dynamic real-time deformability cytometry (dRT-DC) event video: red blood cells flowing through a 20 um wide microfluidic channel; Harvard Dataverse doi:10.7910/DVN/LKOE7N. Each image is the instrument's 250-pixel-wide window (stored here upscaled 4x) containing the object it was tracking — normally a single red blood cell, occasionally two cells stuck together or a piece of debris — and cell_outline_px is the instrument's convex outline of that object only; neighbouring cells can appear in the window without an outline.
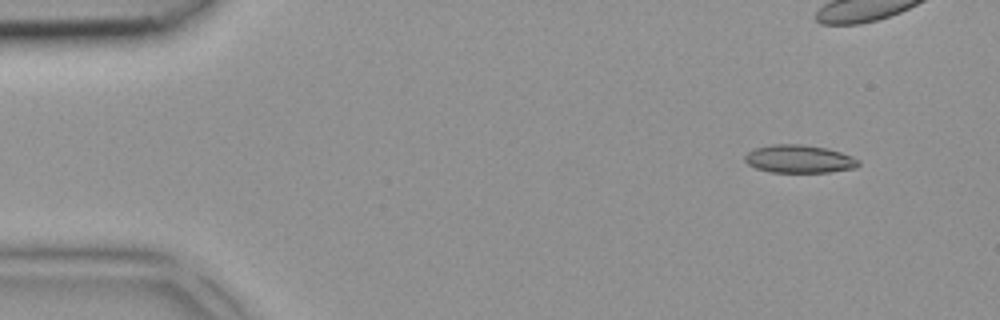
{"species": "common noctule bat (a hibernating species)", "species_latin": "Nyctalus noctula", "temperature_condition": "room temperature", "stored_images_in_passage": 5, "camera_frame_rate_fps": 3000, "um_per_image_px": 0.085, "animal": {"sex": "female", "body_mass_g": 18.4}, "frame": {"image": 1, "passage_image": 2, "time_ms": 0.333, "image_size_px": [1000, 320], "cell_outline_px": [[860, 164], [856, 168], [828, 172], [772, 172], [756, 168], [748, 164], [744, 160], [744, 156], [748, 152], [756, 148], [772, 144], [800, 144], [824, 148], [840, 152], [852, 156], [860, 160]], "centroid_in_image_um": [67.94, 13.51], "position_along_channel_um": 17.1, "area_um2": 18.44}}